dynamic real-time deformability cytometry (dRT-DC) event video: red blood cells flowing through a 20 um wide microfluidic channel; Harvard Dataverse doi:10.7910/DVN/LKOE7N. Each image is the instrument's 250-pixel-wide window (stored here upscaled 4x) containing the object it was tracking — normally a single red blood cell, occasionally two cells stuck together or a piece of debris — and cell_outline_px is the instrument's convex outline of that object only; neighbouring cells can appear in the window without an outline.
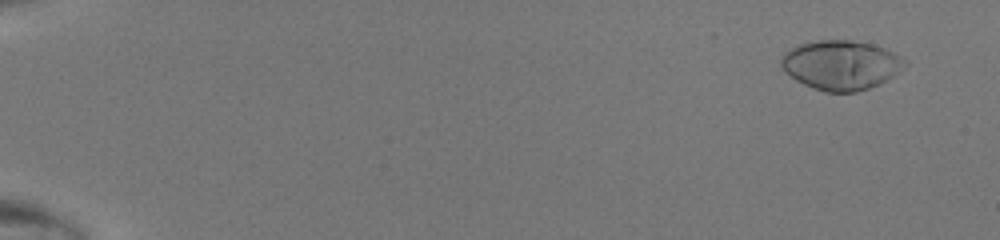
{"species": "human", "species_latin": "Homo sapiens", "temperature_condition": "room temperature", "stored_images_in_passage": 49, "camera_frame_rate_fps": 3000, "um_per_image_px": 0.085, "donor": {"sex": "male"}, "frame": {"image": 1, "passage_image": 4, "time_ms": 1.0, "image_size_px": [1000, 240], "cell_outline_px": [[908, 64], [900, 72], [880, 84], [856, 92], [824, 92], [812, 88], [796, 80], [780, 64], [780, 60], [784, 52], [800, 44], [816, 40], [848, 40], [872, 44], [896, 52], [908, 60]], "centroid_in_image_um": [71.54, 5.53], "position_along_channel_um": 13.5, "area_um2": 35.84}}
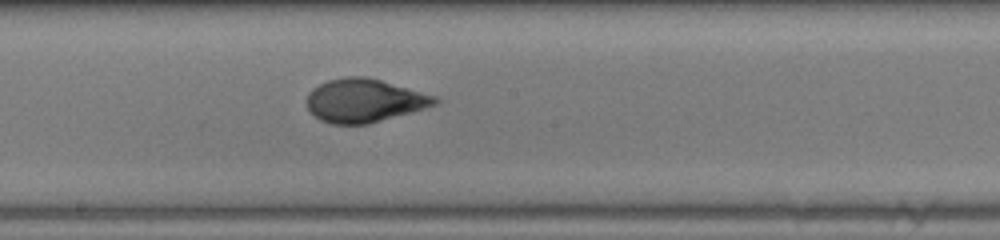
{"frame": {"image": 2, "passage_image": 30, "time_ms": 9.667, "image_size_px": [1000, 240], "cell_outline_px": [[440, 100], [436, 104], [424, 108], [368, 124], [332, 124], [320, 120], [308, 112], [304, 100], [308, 92], [312, 88], [328, 80], [344, 76], [364, 76], [380, 80], [440, 96]], "centroid_in_image_um": [30.92, 8.54], "position_along_channel_um": 217.3, "area_um2": 32.77}}
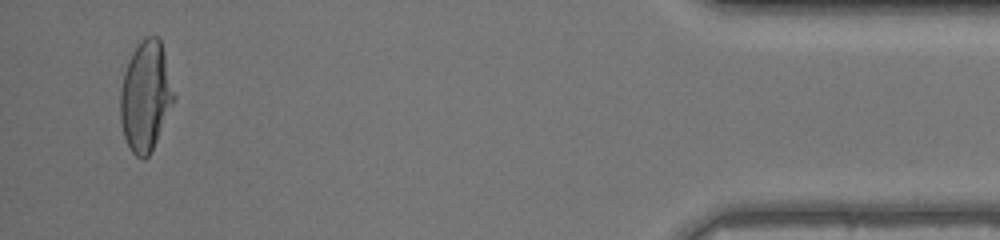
{"frame": {"image": 3, "passage_image": 48, "time_ms": 15.667, "image_size_px": [1000, 240], "cell_outline_px": [[176, 96], [156, 140], [148, 156], [144, 160], [136, 156], [132, 152], [124, 136], [120, 120], [120, 88], [124, 72], [128, 60], [132, 52], [140, 40], [144, 36], [156, 36], [160, 40]], "centroid_in_image_um": [12.36, 8.15], "position_along_channel_um": 422.8, "area_um2": 34.1}}